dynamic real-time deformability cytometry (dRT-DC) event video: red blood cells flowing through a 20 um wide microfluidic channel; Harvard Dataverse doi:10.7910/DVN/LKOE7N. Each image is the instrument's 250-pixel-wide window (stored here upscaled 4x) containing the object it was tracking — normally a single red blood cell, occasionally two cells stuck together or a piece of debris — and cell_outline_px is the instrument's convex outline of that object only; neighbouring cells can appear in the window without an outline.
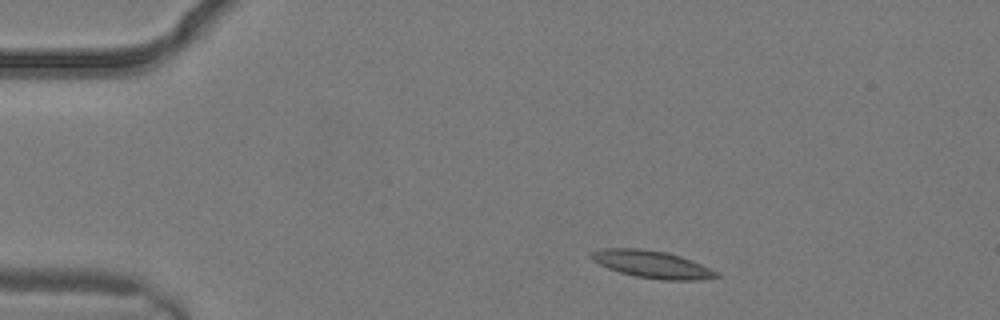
{"species": "common noctule bat (a hibernating species)", "species_latin": "Nyctalus noctula", "temperature_condition": "warm", "stored_images_in_passage": 2, "camera_frame_rate_fps": 3000, "um_per_image_px": 0.085, "animal": {"sex": "male", "body_mass_g": 19.2, "forearm_length_mm": 51.8}, "frame": {"image": 1, "passage_image": 1, "time_ms": 0.0, "image_size_px": [1000, 320], "cell_outline_px": [[720, 276], [700, 280], [660, 280], [636, 276], [620, 272], [608, 268], [592, 260], [588, 256], [588, 252], [604, 248], [640, 248], [668, 252], [692, 260], [716, 272]], "centroid_in_image_um": [55.36, 22.45], "position_along_channel_um": 29.6, "area_um2": 19.94}}
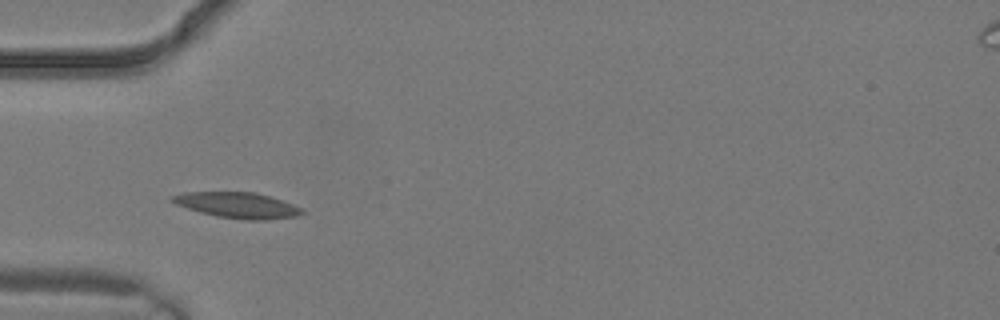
{"frame": {"image": 2, "passage_image": 2, "time_ms": 0.333, "image_size_px": [1000, 320], "cell_outline_px": [[304, 212], [296, 216], [268, 220], [244, 220], [216, 216], [200, 212], [176, 204], [168, 200], [168, 196], [184, 192], [256, 192], [272, 196], [304, 208]], "centroid_in_image_um": [20.19, 17.43], "position_along_channel_um": 64.8, "area_um2": 19.77}}